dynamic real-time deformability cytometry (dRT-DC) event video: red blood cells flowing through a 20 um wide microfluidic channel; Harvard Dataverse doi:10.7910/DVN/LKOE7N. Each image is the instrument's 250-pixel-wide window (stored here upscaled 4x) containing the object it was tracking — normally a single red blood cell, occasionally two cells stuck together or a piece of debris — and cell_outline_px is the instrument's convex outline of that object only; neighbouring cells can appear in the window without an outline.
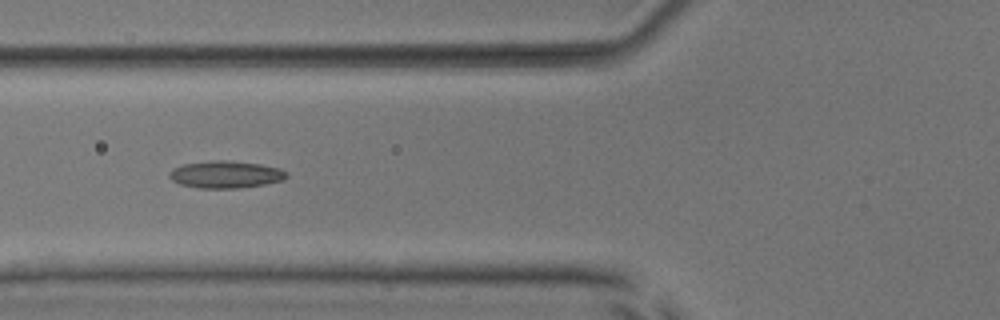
{"species": "common noctule bat (a hibernating species)", "species_latin": "Nyctalus noctula", "temperature_condition": "room temperature", "stored_images_in_passage": 36, "camera_frame_rate_fps": 3000, "um_per_image_px": 0.085, "animal": {"sex": "male", "body_mass_g": 17.9, "forearm_length_mm": 54.2}, "frame": {"image": 1, "passage_image": 9, "time_ms": 2.667, "image_size_px": [1000, 320], "cell_outline_px": [[288, 176], [284, 180], [264, 184], [236, 188], [200, 188], [180, 184], [172, 180], [168, 176], [172, 168], [180, 164], [212, 160], [228, 160], [260, 164], [280, 168], [288, 172]], "centroid_in_image_um": [19.17, 14.82], "position_along_channel_um": 106.6, "area_um2": 18.73}}
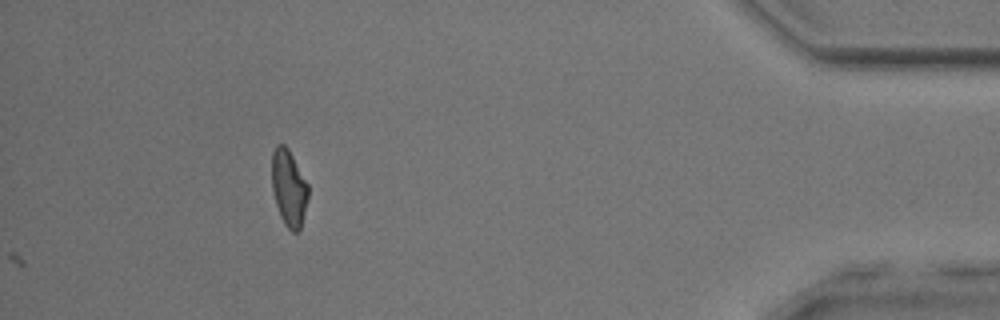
{"frame": {"image": 2, "passage_image": 36, "time_ms": 11.667, "image_size_px": [1000, 320], "cell_outline_px": [[308, 196], [300, 228], [296, 232], [292, 232], [284, 224], [280, 216], [276, 204], [272, 188], [272, 152], [276, 144], [284, 144], [288, 148], [308, 184]], "centroid_in_image_um": [24.54, 15.95], "position_along_channel_um": 410.7, "area_um2": 16.07}, "authors_computed_cell_mechanics": {"area_um2": 16.5597, "velocity_mm_per_s": 3.9908, "shape_relaxation_time_tau1_ms": null, "shape_relaxation_time_tau2_ms": 2.3991, "deformation_change_tau1": null, "deformation_change_tau2": 0.1018}}